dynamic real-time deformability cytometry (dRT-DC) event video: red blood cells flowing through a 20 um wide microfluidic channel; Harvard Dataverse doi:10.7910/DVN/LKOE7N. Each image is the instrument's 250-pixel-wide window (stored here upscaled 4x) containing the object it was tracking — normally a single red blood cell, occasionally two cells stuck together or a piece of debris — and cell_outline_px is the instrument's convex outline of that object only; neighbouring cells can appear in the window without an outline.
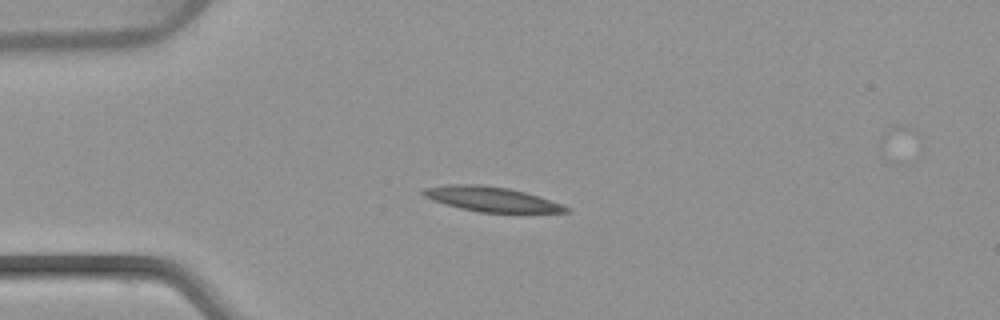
{"species": "common noctule bat (a hibernating species)", "species_latin": "Nyctalus noctula", "temperature_condition": "warm", "stored_images_in_passage": 6, "camera_frame_rate_fps": 3000, "um_per_image_px": 0.085, "animal": {"sex": "female", "body_mass_g": 22.7, "forearm_length_mm": 54.2}, "frame": {"image": 1, "passage_image": 2, "time_ms": 2.333, "image_size_px": [1000, 320], "cell_outline_px": [[572, 212], [480, 212], [460, 208], [444, 204], [424, 196], [420, 192], [424, 188], [448, 184], [480, 184], [508, 188], [524, 192], [572, 208]], "centroid_in_image_um": [41.73, 16.92], "position_along_channel_um": 43.3, "area_um2": 20.35}}
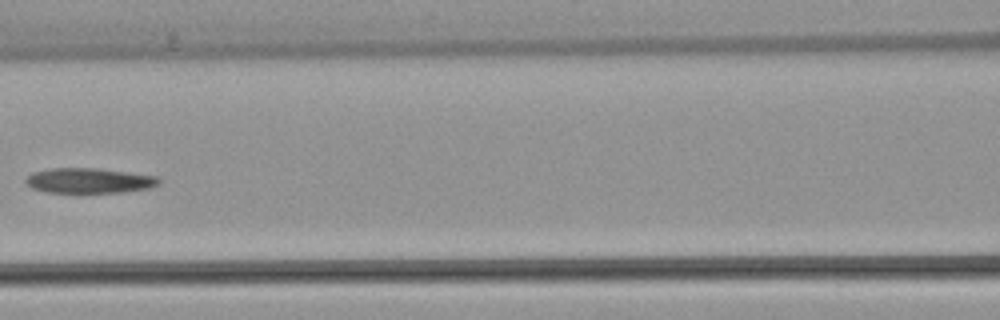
{"frame": {"image": 2, "passage_image": 5, "time_ms": 6.0, "image_size_px": [1000, 320], "cell_outline_px": [[160, 184], [148, 188], [120, 192], [44, 192], [32, 188], [24, 180], [32, 172], [48, 168], [100, 168], [156, 176], [160, 180]], "centroid_in_image_um": [7.55, 15.34], "position_along_channel_um": 159.1, "area_um2": 19.42}}
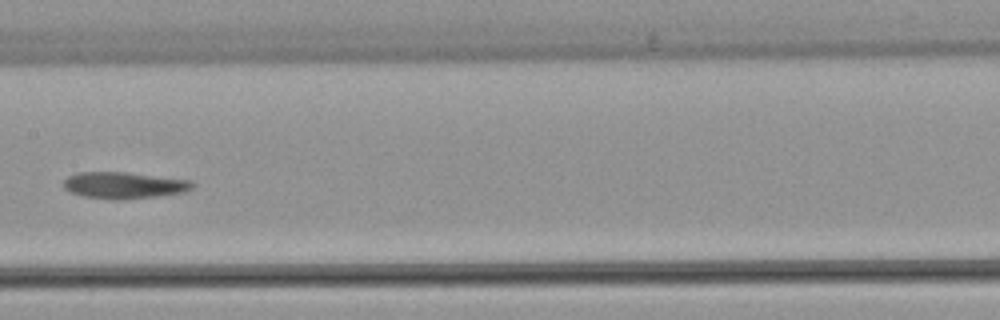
{"frame": {"image": 3, "passage_image": 6, "time_ms": 7.0, "image_size_px": [1000, 320], "cell_outline_px": [[192, 188], [184, 192], [156, 196], [124, 200], [112, 200], [84, 196], [72, 192], [64, 188], [64, 180], [68, 176], [76, 172], [128, 172], [192, 180]], "centroid_in_image_um": [10.53, 15.74], "position_along_channel_um": 196.9, "area_um2": 20.0}}